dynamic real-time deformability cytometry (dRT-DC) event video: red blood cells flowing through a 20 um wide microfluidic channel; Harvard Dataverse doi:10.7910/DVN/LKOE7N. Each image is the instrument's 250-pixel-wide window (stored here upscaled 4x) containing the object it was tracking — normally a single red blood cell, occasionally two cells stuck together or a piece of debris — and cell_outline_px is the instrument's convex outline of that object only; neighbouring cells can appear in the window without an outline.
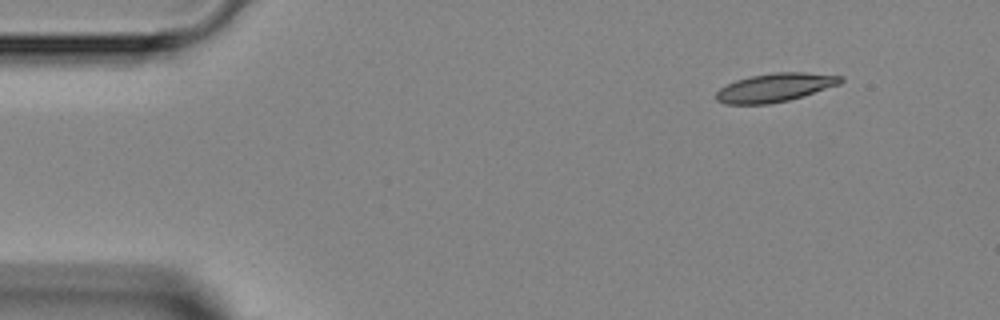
{"species": "Egyptian fruit bat (a non-hibernating species)", "species_latin": "Rousettus aegyptiacus", "temperature_condition": "room temperature", "stored_images_in_passage": 2, "camera_frame_rate_fps": 3000, "um_per_image_px": 0.085, "animal": {"sex": "female"}, "frame": {"image": 1, "passage_image": 2, "time_ms": 1.667, "image_size_px": [1000, 320], "cell_outline_px": [[844, 80], [840, 84], [788, 100], [768, 104], [724, 104], [716, 100], [716, 92], [720, 88], [736, 80], [748, 76], [776, 72], [804, 72], [844, 76]], "centroid_in_image_um": [65.86, 7.43], "position_along_channel_um": 19.1, "area_um2": 20.63}}